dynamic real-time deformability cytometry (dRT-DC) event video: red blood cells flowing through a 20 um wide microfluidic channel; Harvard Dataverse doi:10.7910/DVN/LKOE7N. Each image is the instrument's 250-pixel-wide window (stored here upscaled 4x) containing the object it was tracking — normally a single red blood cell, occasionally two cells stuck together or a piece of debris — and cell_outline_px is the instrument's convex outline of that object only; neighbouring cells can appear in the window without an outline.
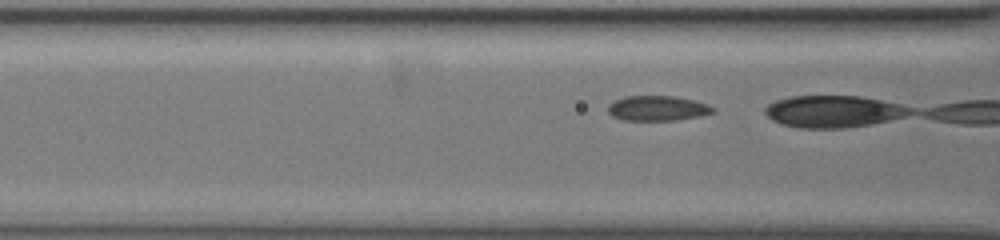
{"species": "common noctule bat (a hibernating species)", "species_latin": "Nyctalus noctula", "temperature_condition": "warm", "stored_images_in_passage": 9, "camera_frame_rate_fps": 3000, "um_per_image_px": 0.085, "animal": {"sex": "female", "body_mass_g": 19.5, "forearm_length_mm": 54.1}, "frame": {"image": 1, "passage_image": 8, "time_ms": 2.333, "image_size_px": [1000, 240], "cell_outline_px": [[716, 112], [700, 116], [676, 120], [624, 120], [612, 116], [608, 112], [608, 104], [624, 96], [676, 96], [708, 104], [716, 108]], "centroid_in_image_um": [55.91, 9.2], "position_along_channel_um": 110.7, "area_um2": 15.37}}